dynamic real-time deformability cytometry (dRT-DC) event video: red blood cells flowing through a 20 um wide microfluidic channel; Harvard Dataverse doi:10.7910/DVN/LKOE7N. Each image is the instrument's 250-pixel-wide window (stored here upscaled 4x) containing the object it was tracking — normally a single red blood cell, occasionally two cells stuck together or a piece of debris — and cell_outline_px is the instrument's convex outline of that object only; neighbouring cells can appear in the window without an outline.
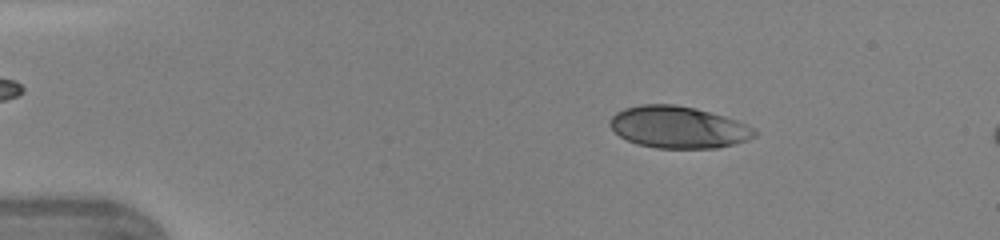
{"species": "human", "species_latin": "Homo sapiens", "temperature_condition": "warm", "stored_images_in_passage": 9, "camera_frame_rate_fps": 3000, "um_per_image_px": 0.085, "donor": {"sex": "female"}, "frame": {"image": 1, "passage_image": 3, "time_ms": 0.667, "image_size_px": [1000, 240], "cell_outline_px": [[760, 132], [756, 136], [748, 140], [716, 148], [656, 148], [636, 144], [620, 136], [608, 124], [608, 120], [616, 112], [624, 108], [640, 104], [676, 104], [696, 108], [724, 116], [736, 120]], "centroid_in_image_um": [57.64, 10.81], "position_along_channel_um": 27.4, "area_um2": 35.43}}